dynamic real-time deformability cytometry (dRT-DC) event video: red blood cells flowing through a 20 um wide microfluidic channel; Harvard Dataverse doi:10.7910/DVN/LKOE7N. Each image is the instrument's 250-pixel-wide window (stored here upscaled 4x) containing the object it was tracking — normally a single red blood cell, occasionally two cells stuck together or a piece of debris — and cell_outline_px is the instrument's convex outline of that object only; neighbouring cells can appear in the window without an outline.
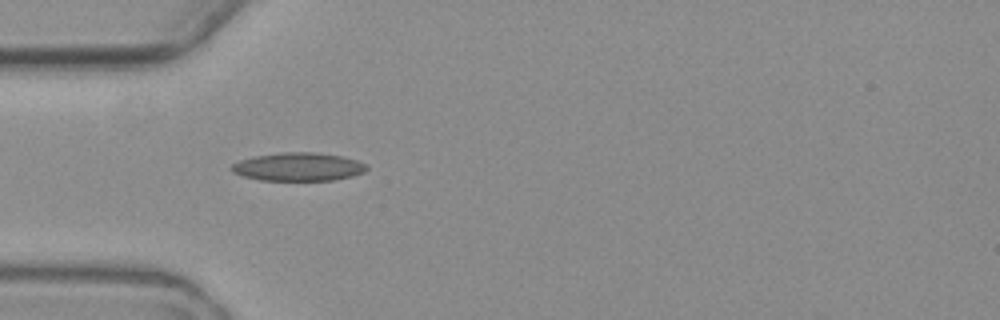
{"species": "common noctule bat (a hibernating species)", "species_latin": "Nyctalus noctula", "temperature_condition": "warm", "stored_images_in_passage": 8, "camera_frame_rate_fps": 3000, "um_per_image_px": 0.085, "animal": {"sex": "female", "body_mass_g": 19.3, "forearm_length_mm": 54.1}, "frame": {"image": 1, "passage_image": 5, "time_ms": 5.667, "image_size_px": [1000, 320], "cell_outline_px": [[368, 168], [364, 172], [352, 176], [332, 180], [260, 180], [244, 176], [232, 172], [228, 168], [232, 164], [240, 160], [256, 156], [280, 152], [312, 152], [340, 156], [356, 160], [368, 164]], "centroid_in_image_um": [25.34, 14.18], "position_along_channel_um": 59.7, "area_um2": 22.2}}
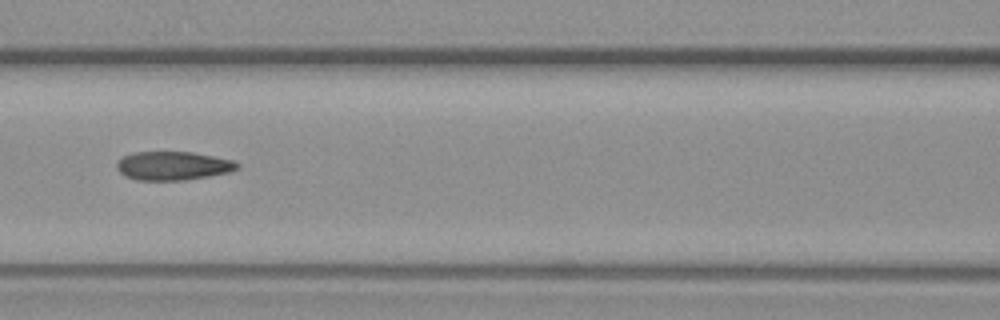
{"frame": {"image": 2, "passage_image": 7, "time_ms": 8.333, "image_size_px": [1000, 320], "cell_outline_px": [[240, 168], [228, 172], [208, 176], [184, 180], [136, 180], [124, 176], [116, 168], [116, 164], [124, 156], [132, 152], [192, 152], [232, 160], [240, 164]], "centroid_in_image_um": [14.69, 14.09], "position_along_channel_um": 151.9, "area_um2": 20.06}}
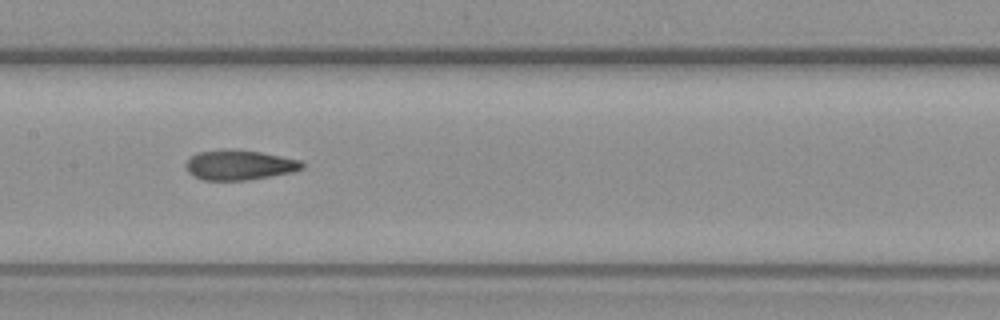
{"frame": {"image": 3, "passage_image": 8, "time_ms": 9.333, "image_size_px": [1000, 320], "cell_outline_px": [[304, 168], [292, 172], [248, 180], [200, 180], [192, 176], [188, 172], [184, 164], [196, 152], [224, 148], [228, 148], [260, 152], [300, 160], [304, 164]], "centroid_in_image_um": [20.29, 14.02], "position_along_channel_um": 187.1, "area_um2": 20.52}}